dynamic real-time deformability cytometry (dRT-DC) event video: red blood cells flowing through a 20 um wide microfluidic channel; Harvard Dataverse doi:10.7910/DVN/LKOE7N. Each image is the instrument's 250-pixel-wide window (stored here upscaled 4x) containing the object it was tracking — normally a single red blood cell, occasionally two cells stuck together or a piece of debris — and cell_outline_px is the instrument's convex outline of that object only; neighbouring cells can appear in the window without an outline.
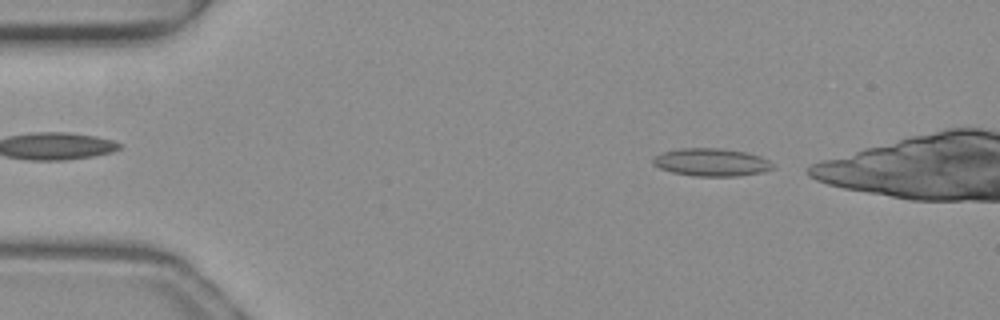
{"species": "common noctule bat (a hibernating species)", "species_latin": "Nyctalus noctula", "temperature_condition": "warm", "stored_images_in_passage": 19, "camera_frame_rate_fps": 3000, "um_per_image_px": 0.085, "animal": {"sex": "female", "body_mass_g": 19.3, "forearm_length_mm": 54.1}, "frame": {"image": 1, "passage_image": 2, "time_ms": 0.333, "image_size_px": [1000, 320], "cell_outline_px": [[776, 168], [764, 172], [736, 176], [696, 176], [672, 172], [660, 168], [652, 164], [652, 160], [656, 156], [664, 152], [680, 148], [720, 148], [744, 152], [760, 156], [776, 164]], "centroid_in_image_um": [60.52, 13.8], "position_along_channel_um": 24.5, "area_um2": 19.42}}
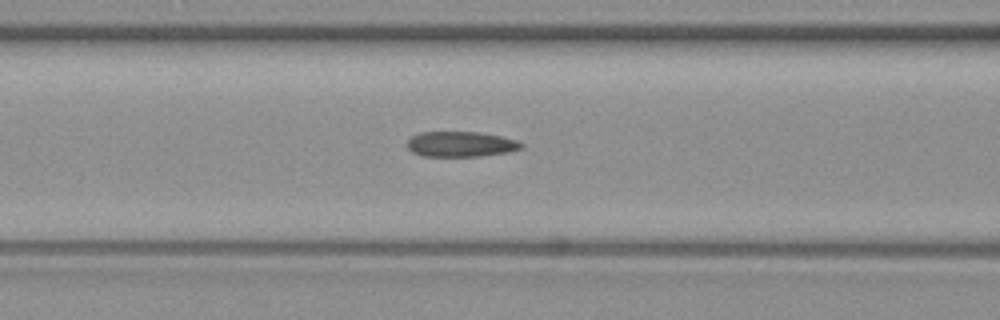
{"frame": {"image": 2, "passage_image": 15, "time_ms": 4.667, "image_size_px": [1000, 320], "cell_outline_px": [[524, 148], [508, 152], [480, 156], [420, 156], [412, 152], [408, 148], [408, 140], [412, 136], [420, 132], [480, 132], [500, 136], [516, 140], [524, 144]], "centroid_in_image_um": [39.18, 12.25], "position_along_channel_um": 127.4, "area_um2": 16.88}}
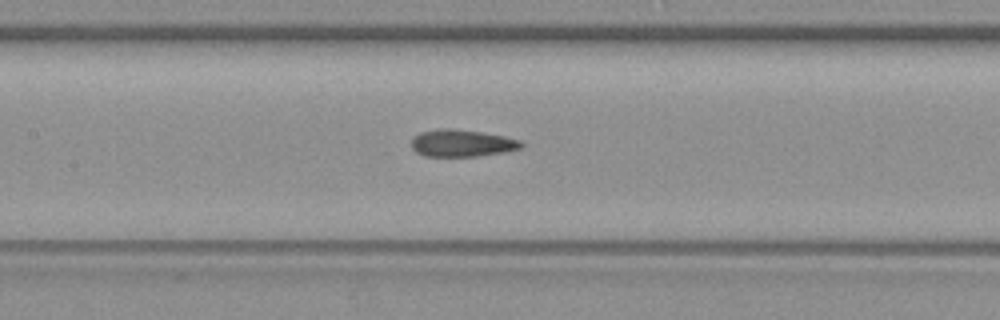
{"frame": {"image": 3, "passage_image": 18, "time_ms": 5.667, "image_size_px": [1000, 320], "cell_outline_px": [[524, 144], [520, 148], [500, 152], [476, 156], [424, 156], [416, 152], [412, 148], [412, 136], [420, 132], [436, 128], [448, 128], [480, 132], [504, 136], [520, 140]], "centroid_in_image_um": [39.2, 12.16], "position_along_channel_um": 168.2, "area_um2": 17.22}}